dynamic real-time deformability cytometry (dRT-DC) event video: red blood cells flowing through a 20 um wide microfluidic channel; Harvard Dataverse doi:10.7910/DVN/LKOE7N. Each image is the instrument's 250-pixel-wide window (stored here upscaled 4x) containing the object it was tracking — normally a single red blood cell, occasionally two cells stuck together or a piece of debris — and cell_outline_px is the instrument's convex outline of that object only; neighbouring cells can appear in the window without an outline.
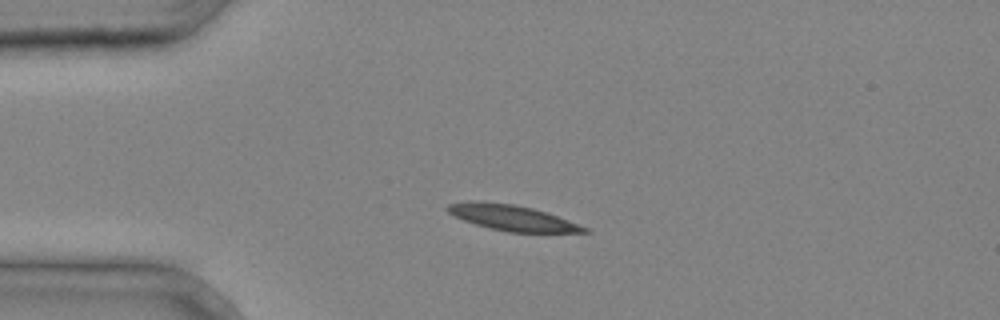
{"species": "common noctule bat (a hibernating species)", "species_latin": "Nyctalus noctula", "temperature_condition": "cold", "stored_images_in_passage": 2, "camera_frame_rate_fps": 3000, "um_per_image_px": 0.085, "animal": {"sex": "male", "body_mass_g": 20.4}, "frame": {"image": 1, "passage_image": 1, "time_ms": 0.0, "image_size_px": [1000, 320], "cell_outline_px": [[592, 232], [508, 232], [488, 228], [464, 220], [448, 212], [444, 208], [448, 204], [472, 200], [476, 200], [512, 204], [532, 208], [548, 212], [588, 228]], "centroid_in_image_um": [43.51, 18.5], "position_along_channel_um": 41.5, "area_um2": 20.35}}